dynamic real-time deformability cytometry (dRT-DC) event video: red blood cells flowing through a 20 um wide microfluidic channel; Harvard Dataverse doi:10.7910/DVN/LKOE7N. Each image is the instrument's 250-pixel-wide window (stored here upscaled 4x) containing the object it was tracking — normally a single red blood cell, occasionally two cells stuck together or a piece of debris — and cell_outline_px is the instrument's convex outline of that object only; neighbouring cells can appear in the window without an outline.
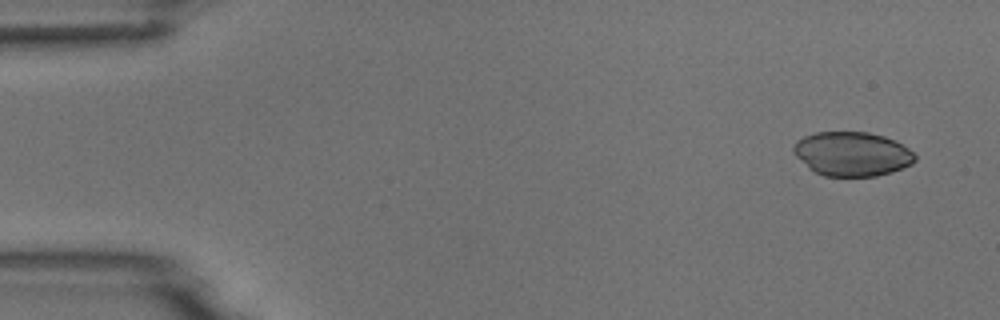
{"species": "common noctule bat (a hibernating species)", "species_latin": "Nyctalus noctula", "temperature_condition": "room temperature", "stored_images_in_passage": 5, "camera_frame_rate_fps": 3000, "um_per_image_px": 0.085, "animal": {"sex": "male", "body_mass_g": 18.8}, "frame": {"image": 1, "passage_image": 1, "time_ms": 0.0, "image_size_px": [1000, 320], "cell_outline_px": [[916, 160], [912, 164], [892, 172], [876, 176], [824, 176], [808, 168], [792, 152], [792, 148], [796, 140], [804, 136], [816, 132], [868, 132], [884, 136], [896, 140], [908, 148], [916, 156]], "centroid_in_image_um": [72.42, 13.08], "position_along_channel_um": 12.6, "area_um2": 31.5}}